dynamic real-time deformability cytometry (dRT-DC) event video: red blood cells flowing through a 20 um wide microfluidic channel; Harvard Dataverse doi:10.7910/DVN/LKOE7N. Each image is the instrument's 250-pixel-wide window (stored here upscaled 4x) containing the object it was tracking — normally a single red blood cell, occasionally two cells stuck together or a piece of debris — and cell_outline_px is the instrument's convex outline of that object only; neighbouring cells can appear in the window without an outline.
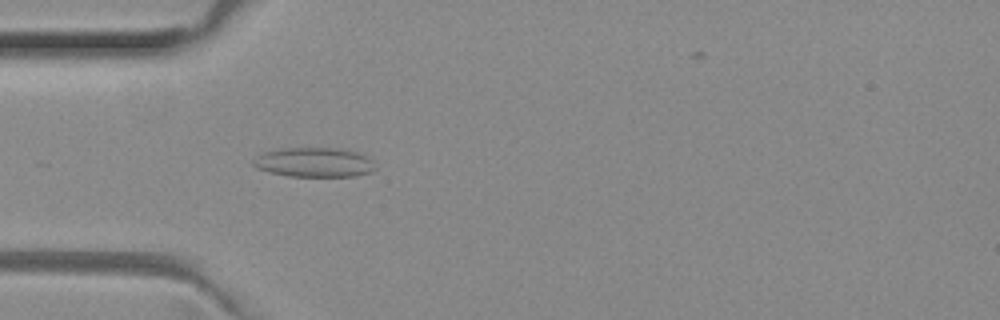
{"species": "common noctule bat (a hibernating species)", "species_latin": "Nyctalus noctula", "temperature_condition": "room temperature", "stored_images_in_passage": 17, "camera_frame_rate_fps": 3000, "um_per_image_px": 0.085, "animal": {"sex": "female", "body_mass_g": 29.2, "forearm_length_mm": 56.3}, "frame": {"image": 1, "passage_image": 4, "time_ms": 1.0, "image_size_px": [1000, 320], "cell_outline_px": [[376, 168], [372, 172], [356, 176], [288, 176], [256, 168], [252, 164], [252, 160], [256, 156], [264, 152], [280, 148], [340, 148], [360, 152], [372, 160]], "centroid_in_image_um": [26.73, 13.79], "position_along_channel_um": 58.3, "area_um2": 21.15}}
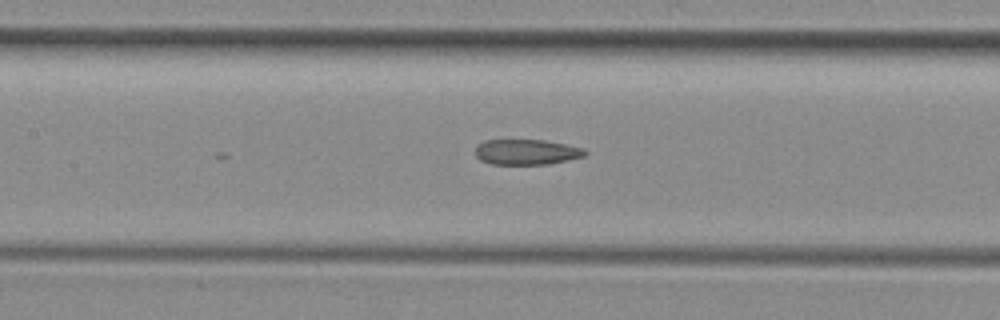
{"frame": {"image": 2, "passage_image": 12, "time_ms": 3.667, "image_size_px": [1000, 320], "cell_outline_px": [[588, 152], [584, 156], [568, 160], [548, 164], [492, 164], [480, 160], [476, 156], [476, 148], [484, 140], [544, 140], [584, 148]], "centroid_in_image_um": [44.77, 12.92], "position_along_channel_um": 162.6, "area_um2": 16.13}}
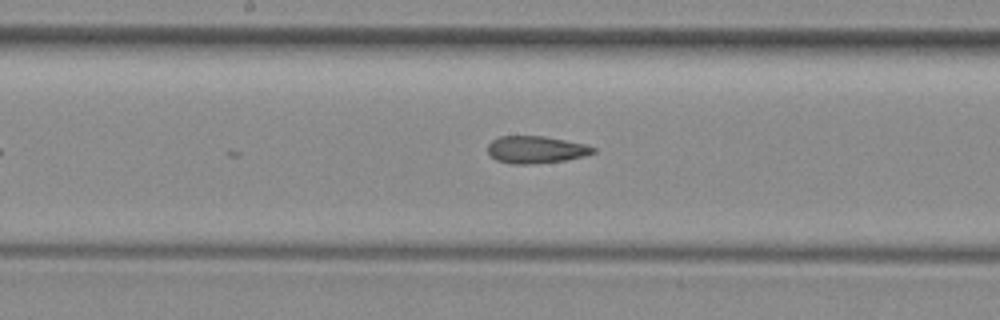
{"frame": {"image": 3, "passage_image": 15, "time_ms": 4.667, "image_size_px": [1000, 320], "cell_outline_px": [[596, 152], [584, 156], [568, 160], [528, 164], [512, 164], [496, 160], [488, 152], [488, 144], [492, 140], [500, 136], [544, 136], [584, 144], [596, 148]], "centroid_in_image_um": [45.55, 12.72], "position_along_channel_um": 202.6, "area_um2": 16.7}}